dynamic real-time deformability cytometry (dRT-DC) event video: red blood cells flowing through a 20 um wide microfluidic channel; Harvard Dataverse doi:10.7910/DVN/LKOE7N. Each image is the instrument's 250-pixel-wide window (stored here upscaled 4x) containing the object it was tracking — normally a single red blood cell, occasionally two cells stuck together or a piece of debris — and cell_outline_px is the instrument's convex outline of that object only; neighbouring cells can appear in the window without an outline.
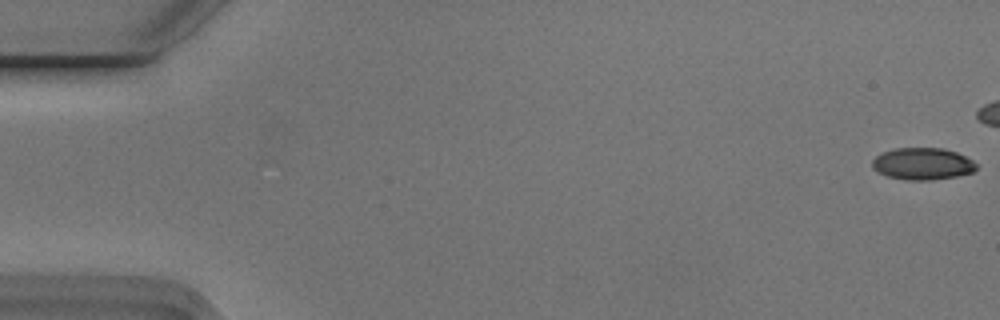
{"species": "Egyptian fruit bat (a non-hibernating species)", "species_latin": "Rousettus aegyptiacus", "temperature_condition": "cold", "stored_images_in_passage": 44, "camera_frame_rate_fps": 3000, "um_per_image_px": 0.085, "animal": {"sex": "male"}, "frame": {"image": 1, "passage_image": 1, "time_ms": 0.0, "image_size_px": [1000, 320], "cell_outline_px": [[976, 168], [972, 172], [956, 176], [932, 180], [908, 180], [888, 176], [876, 172], [872, 168], [872, 160], [876, 156], [884, 152], [896, 148], [944, 148], [956, 152], [972, 160], [976, 164]], "centroid_in_image_um": [78.39, 13.92], "position_along_channel_um": 6.6, "area_um2": 19.31}}
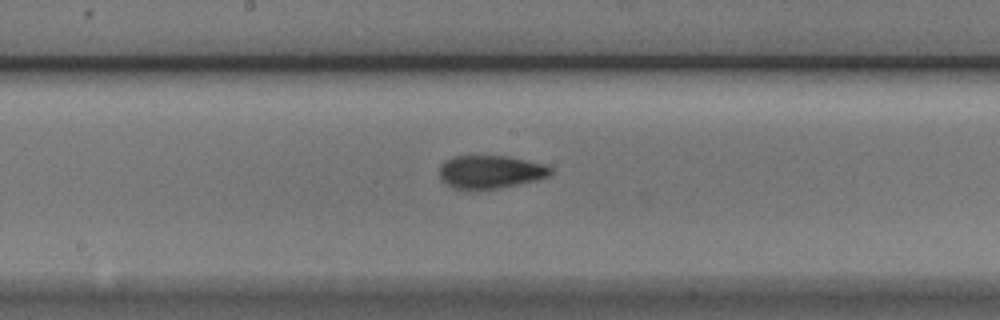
{"frame": {"image": 2, "passage_image": 29, "time_ms": 9.333, "image_size_px": [1000, 320], "cell_outline_px": [[552, 172], [548, 176], [536, 180], [500, 188], [452, 188], [440, 176], [440, 164], [444, 160], [452, 156], [508, 156], [544, 164], [552, 168]], "centroid_in_image_um": [41.69, 14.58], "position_along_channel_um": 206.5, "area_um2": 21.15}}
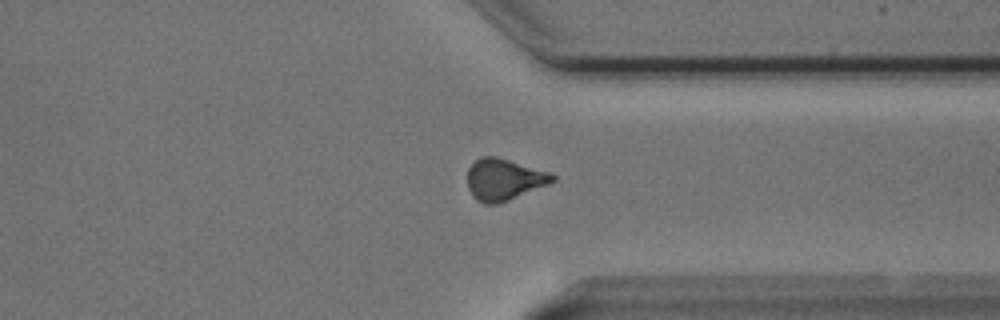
{"frame": {"image": 3, "passage_image": 42, "time_ms": 13.667, "image_size_px": [1000, 320], "cell_outline_px": [[556, 180], [548, 184], [508, 200], [496, 204], [484, 204], [476, 200], [472, 196], [468, 188], [468, 168], [480, 156], [496, 156], [552, 172], [556, 176]], "centroid_in_image_um": [42.84, 15.24], "position_along_channel_um": 368.6, "area_um2": 20.69}}